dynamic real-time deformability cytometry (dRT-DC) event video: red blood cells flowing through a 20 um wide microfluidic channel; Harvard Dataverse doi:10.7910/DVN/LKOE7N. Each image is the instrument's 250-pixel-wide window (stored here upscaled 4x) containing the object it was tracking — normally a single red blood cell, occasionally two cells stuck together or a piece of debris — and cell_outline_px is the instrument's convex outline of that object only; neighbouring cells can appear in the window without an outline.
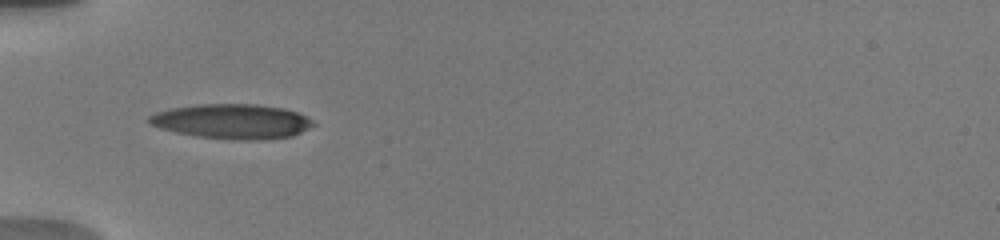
{"species": "human", "species_latin": "Homo sapiens", "temperature_condition": "warm", "stored_images_in_passage": 7, "camera_frame_rate_fps": 3000, "um_per_image_px": 0.085, "donor": {"sex": "male"}, "frame": {"image": 1, "passage_image": 1, "time_ms": 0.0, "image_size_px": [1000, 240], "cell_outline_px": [[316, 124], [292, 136], [256, 140], [236, 140], [196, 136], [176, 132], [160, 128], [148, 124], [144, 120], [148, 116], [156, 112], [172, 108], [196, 104], [256, 104], [284, 108], [296, 112], [312, 120]], "centroid_in_image_um": [19.67, 10.31], "position_along_channel_um": 65.3, "area_um2": 33.29}}
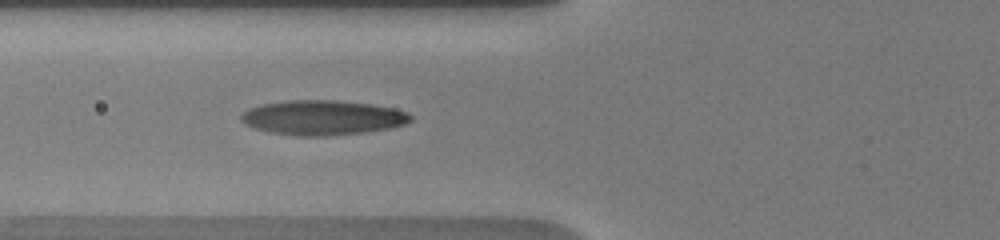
{"frame": {"image": 2, "passage_image": 4, "time_ms": 1.0, "image_size_px": [1000, 240], "cell_outline_px": [[412, 120], [404, 124], [388, 128], [364, 132], [324, 136], [300, 136], [268, 132], [244, 124], [240, 120], [240, 116], [248, 108], [264, 104], [288, 100], [336, 100], [372, 104], [392, 108], [408, 112], [412, 116]], "centroid_in_image_um": [27.41, 9.99], "position_along_channel_um": 98.4, "area_um2": 34.22}}